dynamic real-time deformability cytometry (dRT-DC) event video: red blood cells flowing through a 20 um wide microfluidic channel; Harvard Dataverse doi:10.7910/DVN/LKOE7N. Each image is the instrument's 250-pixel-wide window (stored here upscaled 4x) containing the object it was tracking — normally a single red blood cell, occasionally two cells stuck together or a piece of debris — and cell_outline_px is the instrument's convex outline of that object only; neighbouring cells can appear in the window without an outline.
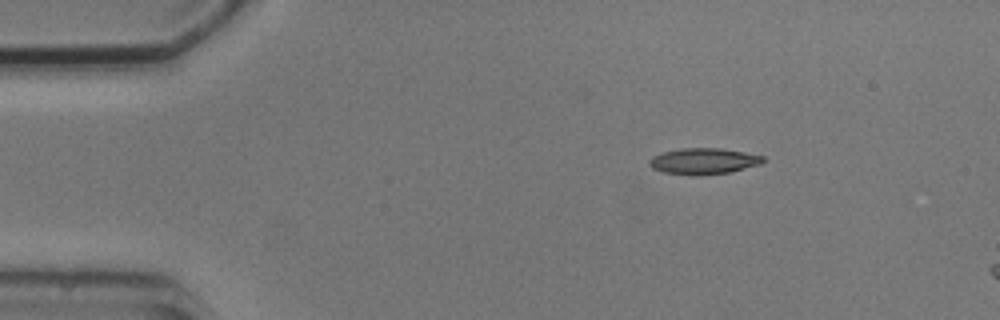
{"species": "common noctule bat (a hibernating species)", "species_latin": "Nyctalus noctula", "temperature_condition": "cold", "stored_images_in_passage": 3, "camera_frame_rate_fps": 3000, "um_per_image_px": 0.085, "animal": {"sex": "male", "body_mass_g": 20.5, "forearm_length_mm": 52.5}, "frame": {"image": 1, "passage_image": 1, "time_ms": 0.0, "image_size_px": [1000, 320], "cell_outline_px": [[764, 160], [760, 164], [728, 172], [696, 176], [664, 172], [652, 168], [648, 164], [648, 160], [652, 156], [664, 152], [680, 148], [720, 148], [744, 152], [764, 156]], "centroid_in_image_um": [59.76, 13.69], "position_along_channel_um": 25.2, "area_um2": 17.22}}